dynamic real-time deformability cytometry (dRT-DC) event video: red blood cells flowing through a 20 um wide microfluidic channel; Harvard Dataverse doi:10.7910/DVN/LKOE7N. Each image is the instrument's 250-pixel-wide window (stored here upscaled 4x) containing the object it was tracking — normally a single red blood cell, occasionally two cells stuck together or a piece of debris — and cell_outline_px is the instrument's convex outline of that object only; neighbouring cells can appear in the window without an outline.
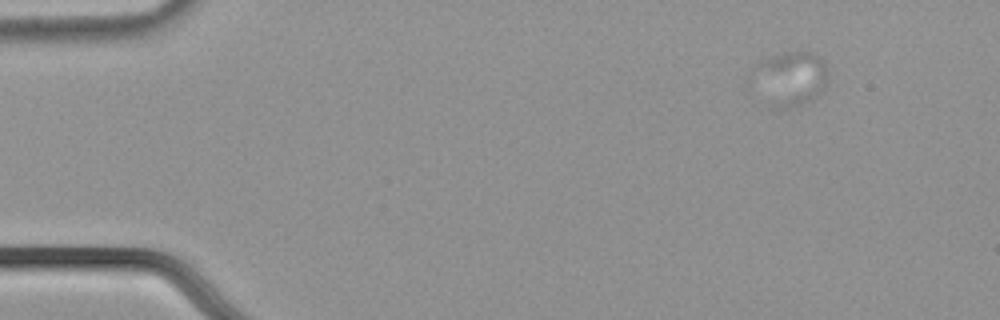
{"species": "common noctule bat (a hibernating species)", "species_latin": "Nyctalus noctula", "temperature_condition": "cold", "stored_images_in_passage": 52, "segment_of_instrument_passage": [1, 2], "camera_frame_rate_fps": 3000, "um_per_image_px": 0.085, "animal": {"sex": "male", "body_mass_g": 21.5, "forearm_length_mm": 52.0}, "frame": {"image": 1, "passage_image": 1, "time_ms": 0.0, "image_size_px": [1000, 320], "cell_outline_px": [[824, 84], [820, 92], [816, 96], [808, 100], [788, 108], [768, 108], [752, 72], [752, 68], [764, 60], [788, 52], [812, 52], [824, 64]], "centroid_in_image_um": [67.12, 6.7], "position_along_channel_um": 17.9, "area_um2": 22.66}}
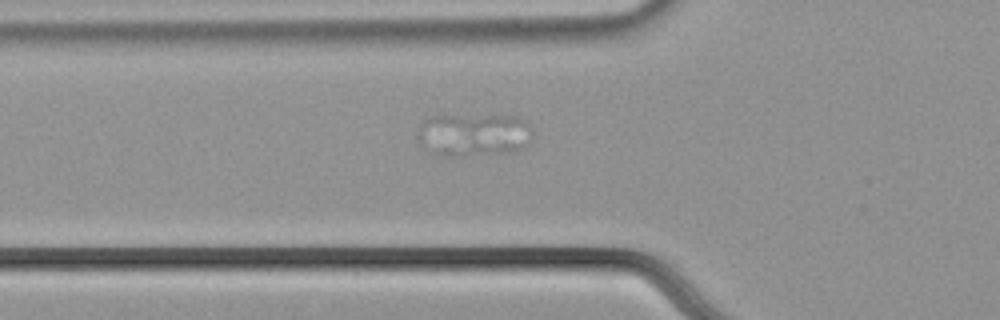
{"frame": {"image": 2, "passage_image": 15, "time_ms": 4.667, "image_size_px": [1000, 320], "cell_outline_px": [[532, 132], [524, 144], [520, 148], [508, 152], [452, 156], [444, 156], [432, 152], [420, 140], [420, 124], [424, 120], [432, 116], [516, 116], [528, 120], [532, 128]], "centroid_in_image_um": [40.3, 11.43], "position_along_channel_um": 85.5, "area_um2": 27.98}}
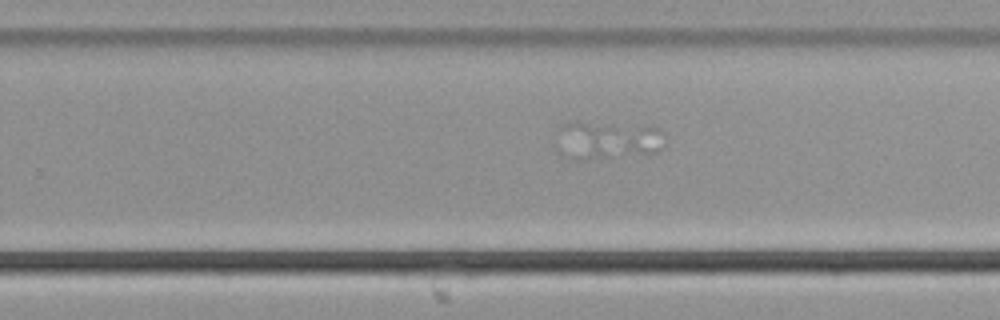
{"frame": {"image": 3, "passage_image": 31, "time_ms": 10.0, "image_size_px": [1000, 320], "cell_outline_px": [[664, 148], [656, 152], [640, 152], [552, 132], [560, 124], [568, 120], [576, 120], [660, 128], [664, 132]], "centroid_in_image_um": [52.31, 11.46], "position_along_channel_um": 277.5, "area_um2": 16.13}}